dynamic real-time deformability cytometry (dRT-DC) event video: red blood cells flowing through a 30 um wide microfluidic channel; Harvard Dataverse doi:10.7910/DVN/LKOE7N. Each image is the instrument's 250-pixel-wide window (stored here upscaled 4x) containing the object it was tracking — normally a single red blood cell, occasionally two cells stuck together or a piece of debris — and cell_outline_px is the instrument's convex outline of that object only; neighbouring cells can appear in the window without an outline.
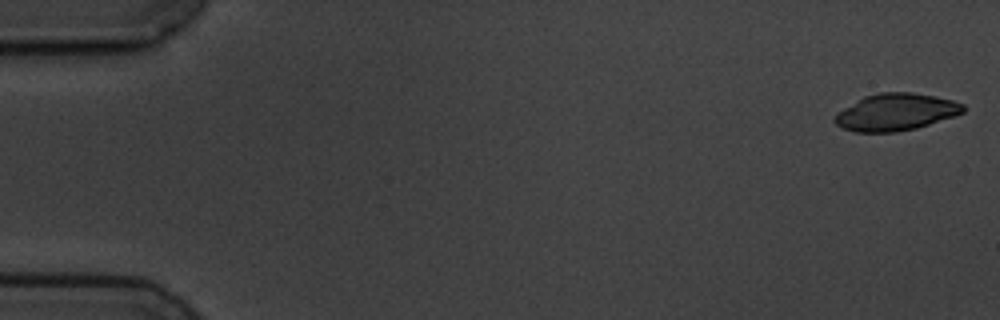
{"species": "common noctule bat (a hibernating species)", "species_latin": "Nyctalus noctula", "temperature_condition": "cold", "stored_images_in_passage": 4, "camera_frame_rate_fps": 3000, "um_per_image_px": 0.085, "animal": {"sex": "male", "body_mass_g": 19.5, "forearm_length_mm": 54.6}, "frame": {"image": 1, "passage_image": 1, "time_ms": 0.0, "image_size_px": [1000, 320], "cell_outline_px": [[964, 112], [956, 116], [916, 128], [896, 132], [856, 132], [844, 128], [836, 124], [832, 120], [844, 108], [864, 96], [880, 92], [912, 92], [936, 96], [952, 100], [964, 104]], "centroid_in_image_um": [76.18, 9.52], "position_along_channel_um": 8.8, "area_um2": 27.63}}